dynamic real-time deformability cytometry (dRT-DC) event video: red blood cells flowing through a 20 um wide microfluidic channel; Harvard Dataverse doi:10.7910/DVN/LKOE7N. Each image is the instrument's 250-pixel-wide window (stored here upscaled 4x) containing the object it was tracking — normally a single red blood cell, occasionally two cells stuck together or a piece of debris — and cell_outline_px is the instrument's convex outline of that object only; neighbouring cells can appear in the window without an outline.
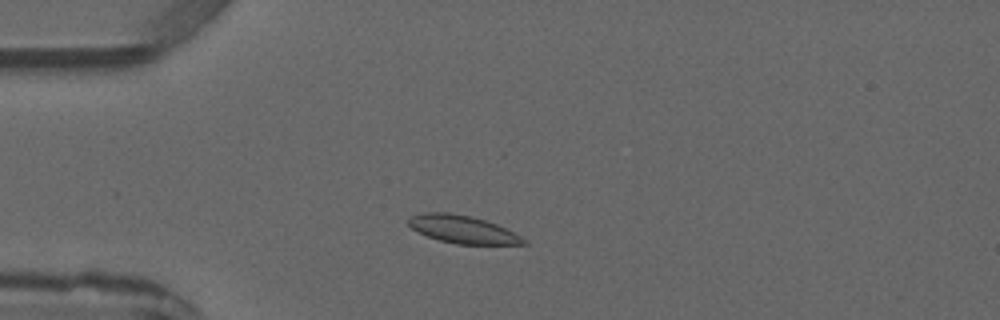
{"species": "common noctule bat (a hibernating species)", "species_latin": "Nyctalus noctula", "temperature_condition": "warm", "stored_images_in_passage": 3, "camera_frame_rate_fps": 3000, "um_per_image_px": 0.085, "animal": {"sex": "male", "forearm_length_mm": 52.5}, "frame": {"image": 1, "passage_image": 3, "time_ms": 2.0, "image_size_px": [1000, 320], "cell_outline_px": [[528, 244], [456, 244], [440, 240], [416, 232], [408, 224], [408, 220], [412, 216], [424, 212], [448, 212], [468, 216], [484, 220], [496, 224], [520, 236]], "centroid_in_image_um": [39.27, 19.49], "position_along_channel_um": 45.7, "area_um2": 18.26}}